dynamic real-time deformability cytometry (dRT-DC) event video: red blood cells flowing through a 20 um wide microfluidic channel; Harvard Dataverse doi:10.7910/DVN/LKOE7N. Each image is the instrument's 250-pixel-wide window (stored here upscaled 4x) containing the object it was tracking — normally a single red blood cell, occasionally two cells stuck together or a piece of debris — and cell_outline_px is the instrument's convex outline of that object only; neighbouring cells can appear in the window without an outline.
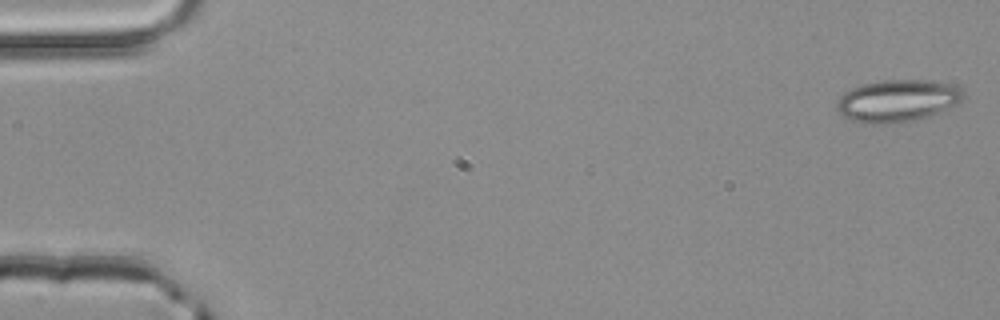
{"species": "common noctule bat (a hibernating species)", "species_latin": "Nyctalus noctula", "temperature_condition": "room temperature", "stored_images_in_passage": 23, "camera_frame_rate_fps": 3000, "um_per_image_px": 0.085, "animal": {"sex": "male", "body_mass_g": 20.4}, "frame": {"image": 1, "passage_image": 2, "time_ms": 0.333, "image_size_px": [1000, 320], "cell_outline_px": [[964, 92], [960, 100], [956, 104], [928, 116], [912, 120], [888, 124], [868, 124], [852, 120], [844, 116], [836, 108], [836, 104], [840, 96], [844, 92], [852, 88], [864, 84], [884, 80], [928, 80], [956, 84]], "centroid_in_image_um": [76.27, 8.55], "position_along_channel_um": 8.7, "area_um2": 30.87}}
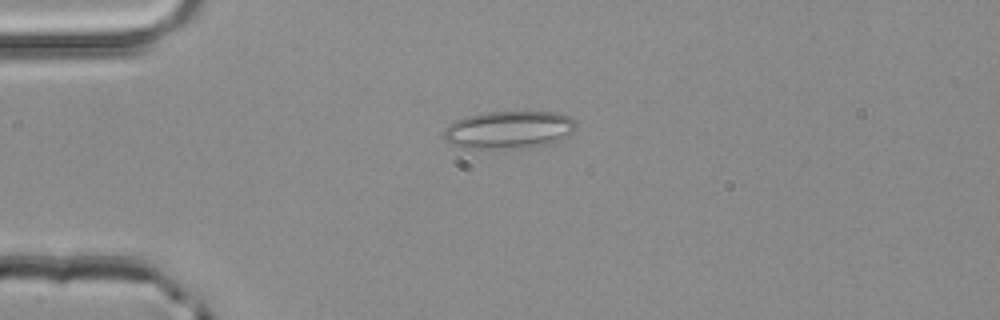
{"frame": {"image": 2, "passage_image": 14, "time_ms": 4.333, "image_size_px": [1000, 320], "cell_outline_px": [[576, 128], [568, 136], [560, 140], [548, 144], [528, 148], [460, 148], [444, 140], [444, 128], [456, 120], [464, 116], [488, 112], [556, 112], [568, 116], [576, 120]], "centroid_in_image_um": [43.26, 11.04], "position_along_channel_um": 41.7, "area_um2": 29.3}}
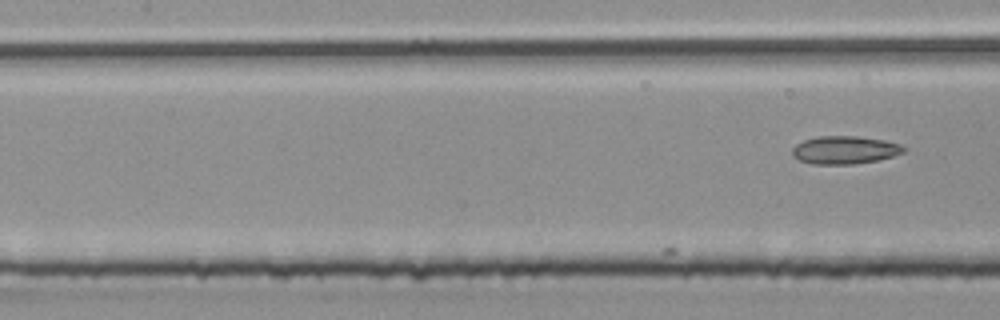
{"frame": {"image": 3, "passage_image": 23, "time_ms": 7.333, "image_size_px": [1000, 320], "cell_outline_px": [[908, 148], [904, 152], [892, 156], [876, 160], [856, 164], [812, 164], [800, 160], [792, 156], [792, 148], [796, 144], [804, 140], [820, 136], [856, 136], [884, 140], [900, 144]], "centroid_in_image_um": [71.8, 12.75], "position_along_channel_um": 135.6, "area_um2": 18.15}}